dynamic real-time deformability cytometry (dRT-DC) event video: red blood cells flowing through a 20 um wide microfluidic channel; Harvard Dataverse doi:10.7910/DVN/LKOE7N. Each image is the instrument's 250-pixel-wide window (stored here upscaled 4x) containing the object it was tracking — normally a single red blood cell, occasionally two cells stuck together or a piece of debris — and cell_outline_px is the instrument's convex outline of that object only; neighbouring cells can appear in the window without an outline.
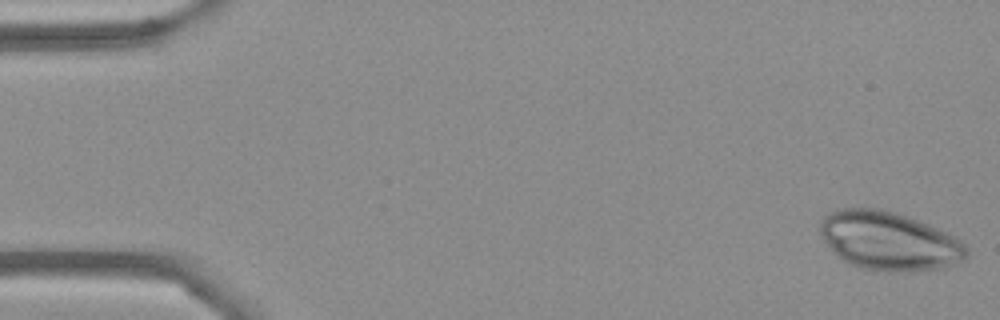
{"species": "Egyptian fruit bat (a non-hibernating species)", "species_latin": "Rousettus aegyptiacus", "temperature_condition": "cold", "stored_images_in_passage": 54, "camera_frame_rate_fps": 3000, "um_per_image_px": 0.085, "frame": {"image": 1, "passage_image": 1, "time_ms": 0.0, "image_size_px": [1000, 320], "cell_outline_px": [[968, 256], [964, 260], [948, 268], [908, 272], [888, 272], [860, 268], [848, 264], [820, 236], [820, 220], [828, 212], [836, 208], [880, 208], [896, 212], [928, 224], [948, 232], [960, 240], [968, 248]], "centroid_in_image_um": [75.6, 20.49], "position_along_channel_um": 9.4, "area_um2": 50.63}}
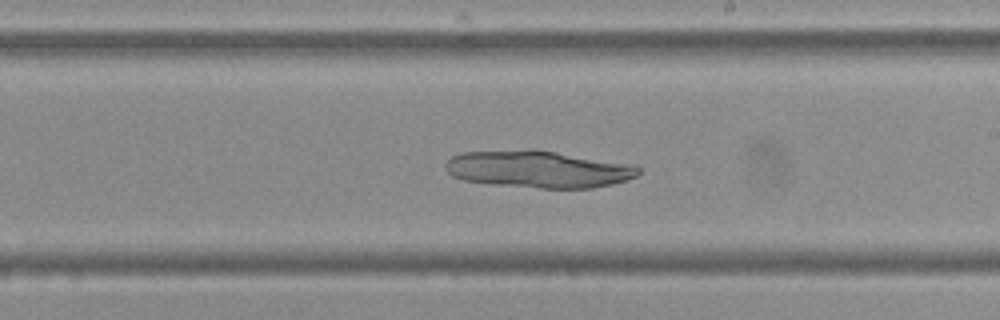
{"frame": {"image": 2, "passage_image": 31, "time_ms": 10.0, "image_size_px": [1000, 320], "cell_outline_px": [[640, 172], [636, 176], [612, 184], [592, 188], [540, 188], [492, 184], [464, 180], [452, 176], [444, 168], [444, 164], [452, 156], [460, 152], [528, 148], [532, 148], [636, 164], [640, 168]], "centroid_in_image_um": [45.74, 14.36], "position_along_channel_um": 243.3, "area_um2": 42.31}}
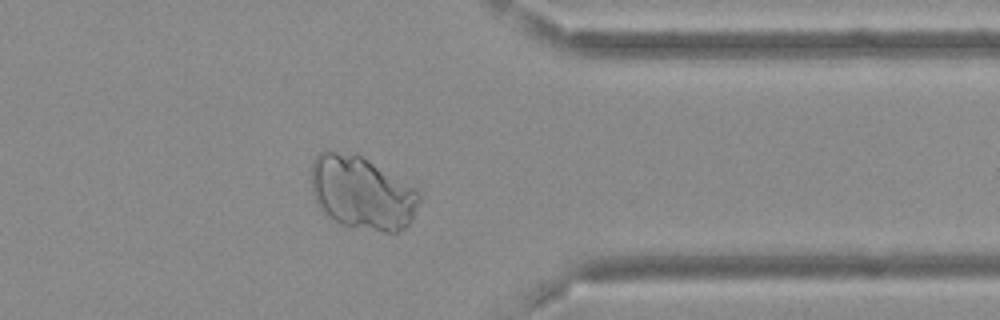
{"frame": {"image": 3, "passage_image": 43, "time_ms": 14.0, "image_size_px": [1000, 320], "cell_outline_px": [[424, 196], [412, 220], [404, 228], [396, 232], [384, 232], [340, 224], [328, 216], [320, 208], [312, 192], [308, 176], [312, 160], [324, 148], [328, 148], [360, 156], [420, 184]], "centroid_in_image_um": [30.85, 16.33], "position_along_channel_um": 380.6, "area_um2": 48.26}}